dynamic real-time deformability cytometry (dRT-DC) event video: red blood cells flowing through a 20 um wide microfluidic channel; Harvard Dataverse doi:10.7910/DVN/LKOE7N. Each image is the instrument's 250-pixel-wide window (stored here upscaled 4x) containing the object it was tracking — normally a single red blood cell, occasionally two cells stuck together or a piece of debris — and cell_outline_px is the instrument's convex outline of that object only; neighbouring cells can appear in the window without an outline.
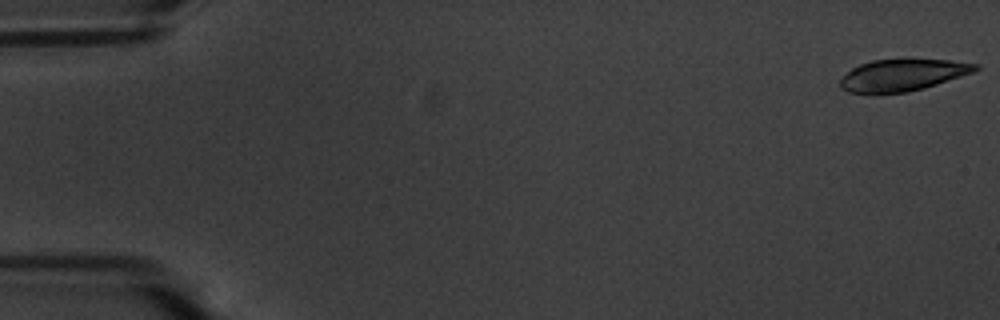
{"species": "common noctule bat (a hibernating species)", "species_latin": "Nyctalus noctula", "temperature_condition": "warm", "stored_images_in_passage": 56, "camera_frame_rate_fps": 3000, "um_per_image_px": 0.085, "animal": {"sex": "male", "body_mass_g": 20.1, "forearm_length_mm": 53.5}, "frame": {"image": 1, "passage_image": 1, "time_ms": 0.0, "image_size_px": [1000, 320], "cell_outline_px": [[980, 68], [972, 72], [924, 88], [908, 92], [848, 92], [840, 88], [840, 80], [852, 68], [860, 64], [872, 60], [904, 56], [948, 60], [980, 64]], "centroid_in_image_um": [76.74, 6.31], "position_along_channel_um": 8.3, "area_um2": 25.49}}
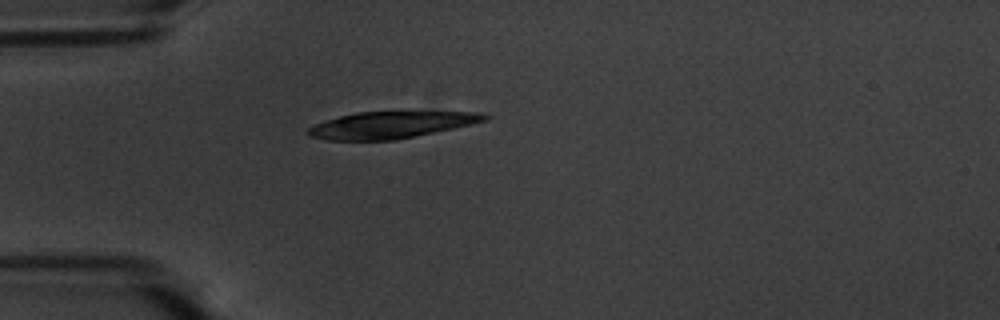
{"frame": {"image": 2, "passage_image": 16, "time_ms": 5.0, "image_size_px": [1000, 320], "cell_outline_px": [[492, 116], [488, 120], [472, 124], [396, 140], [328, 140], [308, 136], [308, 128], [316, 124], [340, 116], [356, 112], [480, 112]], "centroid_in_image_um": [33.27, 10.62], "position_along_channel_um": 51.7, "area_um2": 27.22}}
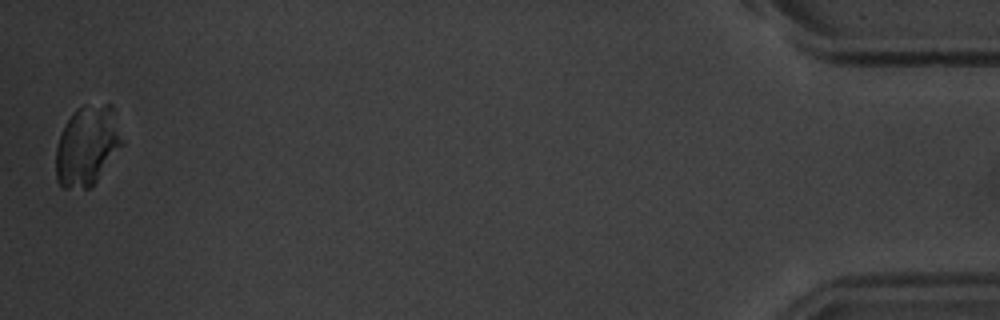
{"frame": {"image": 3, "passage_image": 56, "time_ms": 18.333, "image_size_px": [1000, 320], "cell_outline_px": [[124, 144], [96, 180], [88, 188], [60, 188], [56, 180], [56, 148], [60, 136], [72, 112], [76, 108], [84, 104], [112, 104], [116, 112], [124, 140]], "centroid_in_image_um": [7.44, 12.35], "position_along_channel_um": 427.8, "area_um2": 31.15}}